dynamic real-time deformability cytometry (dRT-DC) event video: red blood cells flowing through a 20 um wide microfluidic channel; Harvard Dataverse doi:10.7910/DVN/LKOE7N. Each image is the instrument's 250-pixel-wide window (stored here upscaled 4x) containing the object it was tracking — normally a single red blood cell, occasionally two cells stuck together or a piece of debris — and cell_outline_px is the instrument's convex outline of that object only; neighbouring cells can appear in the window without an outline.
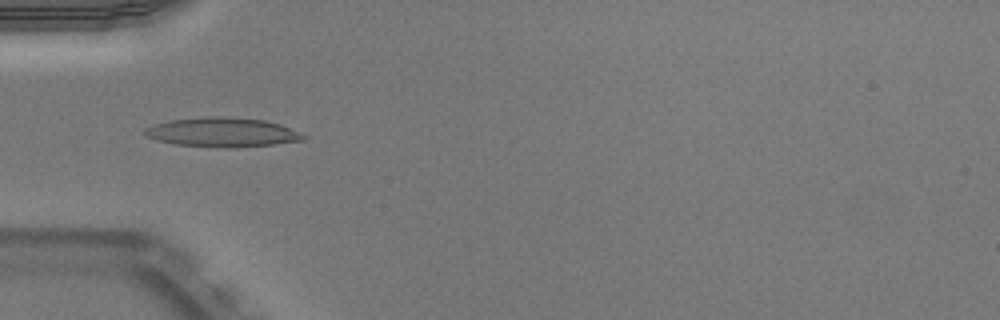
{"species": "Egyptian fruit bat (a non-hibernating species)", "species_latin": "Rousettus aegyptiacus", "temperature_condition": "warm", "stored_images_in_passage": 50, "camera_frame_rate_fps": 3000, "um_per_image_px": 0.085, "animal": {"sex": "male"}, "frame": {"image": 1, "passage_image": 16, "time_ms": 5.0, "image_size_px": [1000, 320], "cell_outline_px": [[308, 136], [304, 140], [272, 144], [232, 148], [224, 148], [176, 144], [156, 140], [144, 136], [144, 128], [156, 124], [172, 120], [212, 116], [224, 116], [264, 120], [280, 124], [300, 132]], "centroid_in_image_um": [18.91, 11.25], "position_along_channel_um": 66.1, "area_um2": 27.05}}
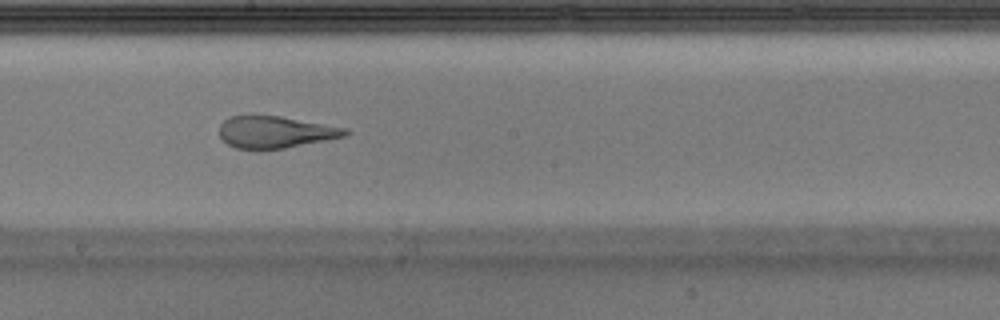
{"frame": {"image": 2, "passage_image": 28, "time_ms": 9.0, "image_size_px": [1000, 320], "cell_outline_px": [[352, 132], [348, 136], [284, 148], [256, 152], [236, 148], [228, 144], [220, 136], [220, 124], [224, 120], [232, 116], [280, 116], [348, 128]], "centroid_in_image_um": [23.43, 11.26], "position_along_channel_um": 224.8, "area_um2": 23.81}}
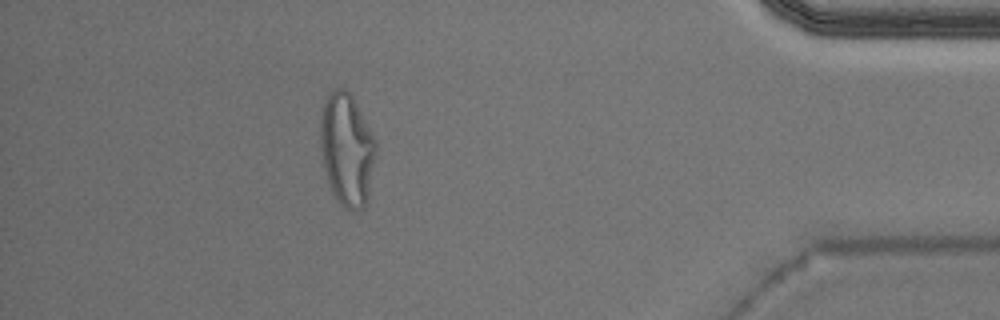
{"frame": {"image": 3, "passage_image": 45, "time_ms": 14.667, "image_size_px": [1000, 320], "cell_outline_px": [[376, 156], [368, 200], [364, 208], [356, 212], [352, 212], [344, 208], [340, 204], [332, 192], [324, 168], [320, 148], [320, 112], [324, 100], [328, 92], [332, 88], [344, 88], [352, 96], [376, 140]], "centroid_in_image_um": [29.48, 12.72], "position_along_channel_um": 405.7, "area_um2": 37.11}, "authors_computed_cell_mechanics": {"area_um2": 24.6806, "velocity_mm_per_s": 3.9657, "shape_relaxation_time_tau1_ms": null, "shape_relaxation_time_tau2_ms": 1.3963, "deformation_change_tau1": null, "deformation_change_tau2": 0.1054}}